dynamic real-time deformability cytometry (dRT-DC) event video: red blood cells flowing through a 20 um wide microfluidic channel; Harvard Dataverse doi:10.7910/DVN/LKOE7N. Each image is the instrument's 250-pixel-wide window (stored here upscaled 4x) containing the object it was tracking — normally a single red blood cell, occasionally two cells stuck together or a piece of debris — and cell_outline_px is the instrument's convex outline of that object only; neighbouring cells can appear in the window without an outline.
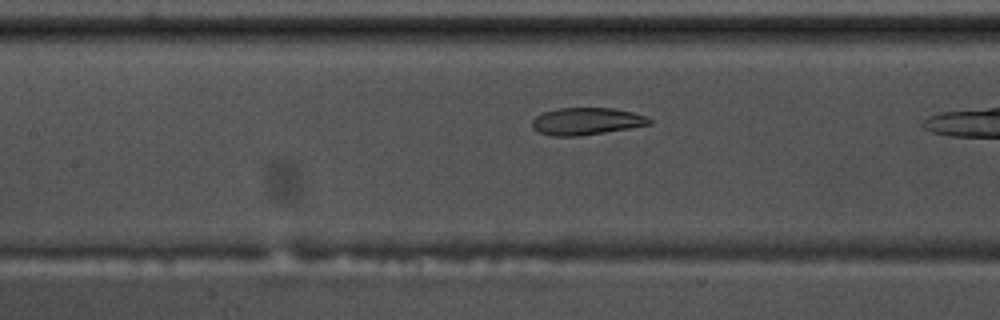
{"species": "common noctule bat (a hibernating species)", "species_latin": "Nyctalus noctula", "temperature_condition": "warm", "stored_images_in_passage": 13, "camera_frame_rate_fps": 3000, "um_per_image_px": 0.085, "animal": {"sex": "male", "body_mass_g": 17.5, "forearm_length_mm": 52.3}, "frame": {"image": 1, "passage_image": 10, "time_ms": 3.0, "image_size_px": [1000, 320], "cell_outline_px": [[652, 124], [632, 128], [580, 136], [552, 136], [536, 132], [532, 128], [532, 120], [536, 116], [544, 112], [556, 108], [616, 108], [648, 116], [652, 120]], "centroid_in_image_um": [49.86, 10.31], "position_along_channel_um": 157.5, "area_um2": 18.9}}